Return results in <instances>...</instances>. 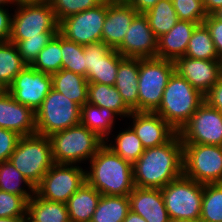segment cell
<instances>
[{"mask_svg": "<svg viewBox=\"0 0 222 222\" xmlns=\"http://www.w3.org/2000/svg\"><path fill=\"white\" fill-rule=\"evenodd\" d=\"M138 188L162 189L183 175V143L178 132L166 143L146 148L133 164Z\"/></svg>", "mask_w": 222, "mask_h": 222, "instance_id": "cell-1", "label": "cell"}, {"mask_svg": "<svg viewBox=\"0 0 222 222\" xmlns=\"http://www.w3.org/2000/svg\"><path fill=\"white\" fill-rule=\"evenodd\" d=\"M89 161L86 181L101 195L128 196L133 191V165L108 146L104 144Z\"/></svg>", "mask_w": 222, "mask_h": 222, "instance_id": "cell-2", "label": "cell"}, {"mask_svg": "<svg viewBox=\"0 0 222 222\" xmlns=\"http://www.w3.org/2000/svg\"><path fill=\"white\" fill-rule=\"evenodd\" d=\"M203 102L204 95L174 71L155 113L159 114L176 132H179Z\"/></svg>", "mask_w": 222, "mask_h": 222, "instance_id": "cell-3", "label": "cell"}, {"mask_svg": "<svg viewBox=\"0 0 222 222\" xmlns=\"http://www.w3.org/2000/svg\"><path fill=\"white\" fill-rule=\"evenodd\" d=\"M53 159L58 164H81L89 160L105 144L96 133L81 123L51 134Z\"/></svg>", "mask_w": 222, "mask_h": 222, "instance_id": "cell-4", "label": "cell"}, {"mask_svg": "<svg viewBox=\"0 0 222 222\" xmlns=\"http://www.w3.org/2000/svg\"><path fill=\"white\" fill-rule=\"evenodd\" d=\"M9 160L34 187L55 164L49 137L37 133L21 136Z\"/></svg>", "mask_w": 222, "mask_h": 222, "instance_id": "cell-5", "label": "cell"}, {"mask_svg": "<svg viewBox=\"0 0 222 222\" xmlns=\"http://www.w3.org/2000/svg\"><path fill=\"white\" fill-rule=\"evenodd\" d=\"M175 71V63L160 58H139L138 111L155 112Z\"/></svg>", "mask_w": 222, "mask_h": 222, "instance_id": "cell-6", "label": "cell"}, {"mask_svg": "<svg viewBox=\"0 0 222 222\" xmlns=\"http://www.w3.org/2000/svg\"><path fill=\"white\" fill-rule=\"evenodd\" d=\"M81 107L64 94L50 90L41 107L35 112L36 133L50 136L80 124Z\"/></svg>", "mask_w": 222, "mask_h": 222, "instance_id": "cell-7", "label": "cell"}, {"mask_svg": "<svg viewBox=\"0 0 222 222\" xmlns=\"http://www.w3.org/2000/svg\"><path fill=\"white\" fill-rule=\"evenodd\" d=\"M183 175L201 184L222 183V146L183 143Z\"/></svg>", "mask_w": 222, "mask_h": 222, "instance_id": "cell-8", "label": "cell"}, {"mask_svg": "<svg viewBox=\"0 0 222 222\" xmlns=\"http://www.w3.org/2000/svg\"><path fill=\"white\" fill-rule=\"evenodd\" d=\"M170 218L200 221L203 184L184 175L161 189Z\"/></svg>", "mask_w": 222, "mask_h": 222, "instance_id": "cell-9", "label": "cell"}, {"mask_svg": "<svg viewBox=\"0 0 222 222\" xmlns=\"http://www.w3.org/2000/svg\"><path fill=\"white\" fill-rule=\"evenodd\" d=\"M12 15L9 41L41 37V33H58L59 22L49 2L17 6Z\"/></svg>", "mask_w": 222, "mask_h": 222, "instance_id": "cell-10", "label": "cell"}, {"mask_svg": "<svg viewBox=\"0 0 222 222\" xmlns=\"http://www.w3.org/2000/svg\"><path fill=\"white\" fill-rule=\"evenodd\" d=\"M86 182V171L78 164L55 163L35 187V193L48 201L67 203Z\"/></svg>", "mask_w": 222, "mask_h": 222, "instance_id": "cell-11", "label": "cell"}, {"mask_svg": "<svg viewBox=\"0 0 222 222\" xmlns=\"http://www.w3.org/2000/svg\"><path fill=\"white\" fill-rule=\"evenodd\" d=\"M107 14V0L97 7L70 15L59 22V33L80 45L99 42Z\"/></svg>", "mask_w": 222, "mask_h": 222, "instance_id": "cell-12", "label": "cell"}, {"mask_svg": "<svg viewBox=\"0 0 222 222\" xmlns=\"http://www.w3.org/2000/svg\"><path fill=\"white\" fill-rule=\"evenodd\" d=\"M178 134L182 143L222 146V113L204 101Z\"/></svg>", "mask_w": 222, "mask_h": 222, "instance_id": "cell-13", "label": "cell"}, {"mask_svg": "<svg viewBox=\"0 0 222 222\" xmlns=\"http://www.w3.org/2000/svg\"><path fill=\"white\" fill-rule=\"evenodd\" d=\"M51 89L52 77L50 74L26 65L14 78L7 91L17 102L36 112Z\"/></svg>", "mask_w": 222, "mask_h": 222, "instance_id": "cell-14", "label": "cell"}, {"mask_svg": "<svg viewBox=\"0 0 222 222\" xmlns=\"http://www.w3.org/2000/svg\"><path fill=\"white\" fill-rule=\"evenodd\" d=\"M88 83L115 85L119 63L125 58L102 41L84 46Z\"/></svg>", "mask_w": 222, "mask_h": 222, "instance_id": "cell-15", "label": "cell"}, {"mask_svg": "<svg viewBox=\"0 0 222 222\" xmlns=\"http://www.w3.org/2000/svg\"><path fill=\"white\" fill-rule=\"evenodd\" d=\"M157 39L147 17L138 13L126 30L122 43L115 50L126 58H156Z\"/></svg>", "mask_w": 222, "mask_h": 222, "instance_id": "cell-16", "label": "cell"}, {"mask_svg": "<svg viewBox=\"0 0 222 222\" xmlns=\"http://www.w3.org/2000/svg\"><path fill=\"white\" fill-rule=\"evenodd\" d=\"M174 63L175 71L203 95H205L222 76L221 60L192 59L187 56H182Z\"/></svg>", "mask_w": 222, "mask_h": 222, "instance_id": "cell-17", "label": "cell"}, {"mask_svg": "<svg viewBox=\"0 0 222 222\" xmlns=\"http://www.w3.org/2000/svg\"><path fill=\"white\" fill-rule=\"evenodd\" d=\"M0 128L20 136L36 134L35 112L17 102L7 90H0Z\"/></svg>", "mask_w": 222, "mask_h": 222, "instance_id": "cell-18", "label": "cell"}, {"mask_svg": "<svg viewBox=\"0 0 222 222\" xmlns=\"http://www.w3.org/2000/svg\"><path fill=\"white\" fill-rule=\"evenodd\" d=\"M132 118L130 126L143 147L151 148L168 142L177 132L157 113L133 111L128 117Z\"/></svg>", "mask_w": 222, "mask_h": 222, "instance_id": "cell-19", "label": "cell"}, {"mask_svg": "<svg viewBox=\"0 0 222 222\" xmlns=\"http://www.w3.org/2000/svg\"><path fill=\"white\" fill-rule=\"evenodd\" d=\"M138 12L125 0H107L101 41L116 49L123 41L126 30Z\"/></svg>", "mask_w": 222, "mask_h": 222, "instance_id": "cell-20", "label": "cell"}, {"mask_svg": "<svg viewBox=\"0 0 222 222\" xmlns=\"http://www.w3.org/2000/svg\"><path fill=\"white\" fill-rule=\"evenodd\" d=\"M128 197L130 210L147 222H169L161 189L134 187Z\"/></svg>", "mask_w": 222, "mask_h": 222, "instance_id": "cell-21", "label": "cell"}, {"mask_svg": "<svg viewBox=\"0 0 222 222\" xmlns=\"http://www.w3.org/2000/svg\"><path fill=\"white\" fill-rule=\"evenodd\" d=\"M197 23L178 20L175 26L157 39L156 58L175 62L185 56L189 40Z\"/></svg>", "mask_w": 222, "mask_h": 222, "instance_id": "cell-22", "label": "cell"}, {"mask_svg": "<svg viewBox=\"0 0 222 222\" xmlns=\"http://www.w3.org/2000/svg\"><path fill=\"white\" fill-rule=\"evenodd\" d=\"M138 76L139 58L125 57L119 63L114 86L132 111H138Z\"/></svg>", "mask_w": 222, "mask_h": 222, "instance_id": "cell-23", "label": "cell"}, {"mask_svg": "<svg viewBox=\"0 0 222 222\" xmlns=\"http://www.w3.org/2000/svg\"><path fill=\"white\" fill-rule=\"evenodd\" d=\"M100 197L87 181L83 183L66 203L70 222H91Z\"/></svg>", "mask_w": 222, "mask_h": 222, "instance_id": "cell-24", "label": "cell"}, {"mask_svg": "<svg viewBox=\"0 0 222 222\" xmlns=\"http://www.w3.org/2000/svg\"><path fill=\"white\" fill-rule=\"evenodd\" d=\"M117 117L114 111L88 102L81 106L80 123L96 133L105 143L111 141L109 137L116 119H119Z\"/></svg>", "mask_w": 222, "mask_h": 222, "instance_id": "cell-25", "label": "cell"}, {"mask_svg": "<svg viewBox=\"0 0 222 222\" xmlns=\"http://www.w3.org/2000/svg\"><path fill=\"white\" fill-rule=\"evenodd\" d=\"M51 77L54 90L64 94L80 107L87 103L89 83L85 76L61 69L59 72L52 74Z\"/></svg>", "mask_w": 222, "mask_h": 222, "instance_id": "cell-26", "label": "cell"}, {"mask_svg": "<svg viewBox=\"0 0 222 222\" xmlns=\"http://www.w3.org/2000/svg\"><path fill=\"white\" fill-rule=\"evenodd\" d=\"M87 102L114 111L119 118L128 117L133 111L125 104L115 86L89 83Z\"/></svg>", "mask_w": 222, "mask_h": 222, "instance_id": "cell-27", "label": "cell"}, {"mask_svg": "<svg viewBox=\"0 0 222 222\" xmlns=\"http://www.w3.org/2000/svg\"><path fill=\"white\" fill-rule=\"evenodd\" d=\"M129 211L128 196L101 195L91 222H123Z\"/></svg>", "mask_w": 222, "mask_h": 222, "instance_id": "cell-28", "label": "cell"}, {"mask_svg": "<svg viewBox=\"0 0 222 222\" xmlns=\"http://www.w3.org/2000/svg\"><path fill=\"white\" fill-rule=\"evenodd\" d=\"M26 65L13 42H0V90H7Z\"/></svg>", "mask_w": 222, "mask_h": 222, "instance_id": "cell-29", "label": "cell"}, {"mask_svg": "<svg viewBox=\"0 0 222 222\" xmlns=\"http://www.w3.org/2000/svg\"><path fill=\"white\" fill-rule=\"evenodd\" d=\"M27 212L38 222H70L65 203L45 200L36 193L28 201Z\"/></svg>", "mask_w": 222, "mask_h": 222, "instance_id": "cell-30", "label": "cell"}, {"mask_svg": "<svg viewBox=\"0 0 222 222\" xmlns=\"http://www.w3.org/2000/svg\"><path fill=\"white\" fill-rule=\"evenodd\" d=\"M0 190L24 196L28 201L35 194V187L14 167L10 160L0 163Z\"/></svg>", "mask_w": 222, "mask_h": 222, "instance_id": "cell-31", "label": "cell"}, {"mask_svg": "<svg viewBox=\"0 0 222 222\" xmlns=\"http://www.w3.org/2000/svg\"><path fill=\"white\" fill-rule=\"evenodd\" d=\"M155 36L169 32L178 21L172 0H159L154 7L144 13Z\"/></svg>", "mask_w": 222, "mask_h": 222, "instance_id": "cell-32", "label": "cell"}, {"mask_svg": "<svg viewBox=\"0 0 222 222\" xmlns=\"http://www.w3.org/2000/svg\"><path fill=\"white\" fill-rule=\"evenodd\" d=\"M125 129L122 132L119 131L115 138H113L114 140L109 144L105 143V145L124 161L133 165L144 153L145 148L131 127Z\"/></svg>", "mask_w": 222, "mask_h": 222, "instance_id": "cell-33", "label": "cell"}, {"mask_svg": "<svg viewBox=\"0 0 222 222\" xmlns=\"http://www.w3.org/2000/svg\"><path fill=\"white\" fill-rule=\"evenodd\" d=\"M185 56L192 59L220 60L209 30L204 24H199L195 27Z\"/></svg>", "mask_w": 222, "mask_h": 222, "instance_id": "cell-34", "label": "cell"}, {"mask_svg": "<svg viewBox=\"0 0 222 222\" xmlns=\"http://www.w3.org/2000/svg\"><path fill=\"white\" fill-rule=\"evenodd\" d=\"M61 34L58 32L40 51L31 66L37 71L54 74L62 69Z\"/></svg>", "mask_w": 222, "mask_h": 222, "instance_id": "cell-35", "label": "cell"}, {"mask_svg": "<svg viewBox=\"0 0 222 222\" xmlns=\"http://www.w3.org/2000/svg\"><path fill=\"white\" fill-rule=\"evenodd\" d=\"M200 222H222V183L203 184Z\"/></svg>", "mask_w": 222, "mask_h": 222, "instance_id": "cell-36", "label": "cell"}, {"mask_svg": "<svg viewBox=\"0 0 222 222\" xmlns=\"http://www.w3.org/2000/svg\"><path fill=\"white\" fill-rule=\"evenodd\" d=\"M62 69L86 77L84 46L61 35Z\"/></svg>", "mask_w": 222, "mask_h": 222, "instance_id": "cell-37", "label": "cell"}, {"mask_svg": "<svg viewBox=\"0 0 222 222\" xmlns=\"http://www.w3.org/2000/svg\"><path fill=\"white\" fill-rule=\"evenodd\" d=\"M104 0H50L58 22L64 18L97 7Z\"/></svg>", "mask_w": 222, "mask_h": 222, "instance_id": "cell-38", "label": "cell"}, {"mask_svg": "<svg viewBox=\"0 0 222 222\" xmlns=\"http://www.w3.org/2000/svg\"><path fill=\"white\" fill-rule=\"evenodd\" d=\"M28 200L24 196L0 190V218L26 216Z\"/></svg>", "mask_w": 222, "mask_h": 222, "instance_id": "cell-39", "label": "cell"}, {"mask_svg": "<svg viewBox=\"0 0 222 222\" xmlns=\"http://www.w3.org/2000/svg\"><path fill=\"white\" fill-rule=\"evenodd\" d=\"M57 33H41V37L28 38L18 41L15 45L22 60L31 65L40 51Z\"/></svg>", "mask_w": 222, "mask_h": 222, "instance_id": "cell-40", "label": "cell"}, {"mask_svg": "<svg viewBox=\"0 0 222 222\" xmlns=\"http://www.w3.org/2000/svg\"><path fill=\"white\" fill-rule=\"evenodd\" d=\"M178 20L203 24L207 18L202 0H172Z\"/></svg>", "mask_w": 222, "mask_h": 222, "instance_id": "cell-41", "label": "cell"}, {"mask_svg": "<svg viewBox=\"0 0 222 222\" xmlns=\"http://www.w3.org/2000/svg\"><path fill=\"white\" fill-rule=\"evenodd\" d=\"M20 137L14 131L0 128V163L10 159Z\"/></svg>", "mask_w": 222, "mask_h": 222, "instance_id": "cell-42", "label": "cell"}, {"mask_svg": "<svg viewBox=\"0 0 222 222\" xmlns=\"http://www.w3.org/2000/svg\"><path fill=\"white\" fill-rule=\"evenodd\" d=\"M203 24L209 30L210 36L214 42V47L219 59L222 61V21L216 19L212 14L207 15Z\"/></svg>", "mask_w": 222, "mask_h": 222, "instance_id": "cell-43", "label": "cell"}, {"mask_svg": "<svg viewBox=\"0 0 222 222\" xmlns=\"http://www.w3.org/2000/svg\"><path fill=\"white\" fill-rule=\"evenodd\" d=\"M204 101L222 113V76L218 82L204 95Z\"/></svg>", "mask_w": 222, "mask_h": 222, "instance_id": "cell-44", "label": "cell"}, {"mask_svg": "<svg viewBox=\"0 0 222 222\" xmlns=\"http://www.w3.org/2000/svg\"><path fill=\"white\" fill-rule=\"evenodd\" d=\"M9 9L0 6V42L9 41L11 35L12 15Z\"/></svg>", "mask_w": 222, "mask_h": 222, "instance_id": "cell-45", "label": "cell"}, {"mask_svg": "<svg viewBox=\"0 0 222 222\" xmlns=\"http://www.w3.org/2000/svg\"><path fill=\"white\" fill-rule=\"evenodd\" d=\"M138 13H145L150 8L154 7L159 0H125Z\"/></svg>", "mask_w": 222, "mask_h": 222, "instance_id": "cell-46", "label": "cell"}, {"mask_svg": "<svg viewBox=\"0 0 222 222\" xmlns=\"http://www.w3.org/2000/svg\"><path fill=\"white\" fill-rule=\"evenodd\" d=\"M205 12L211 15L214 11L222 7V0H202Z\"/></svg>", "mask_w": 222, "mask_h": 222, "instance_id": "cell-47", "label": "cell"}, {"mask_svg": "<svg viewBox=\"0 0 222 222\" xmlns=\"http://www.w3.org/2000/svg\"><path fill=\"white\" fill-rule=\"evenodd\" d=\"M50 0H12V6H22V5H30V4H39L49 2Z\"/></svg>", "mask_w": 222, "mask_h": 222, "instance_id": "cell-48", "label": "cell"}, {"mask_svg": "<svg viewBox=\"0 0 222 222\" xmlns=\"http://www.w3.org/2000/svg\"><path fill=\"white\" fill-rule=\"evenodd\" d=\"M123 222H147V221L143 217L139 216L138 214L130 210Z\"/></svg>", "mask_w": 222, "mask_h": 222, "instance_id": "cell-49", "label": "cell"}, {"mask_svg": "<svg viewBox=\"0 0 222 222\" xmlns=\"http://www.w3.org/2000/svg\"><path fill=\"white\" fill-rule=\"evenodd\" d=\"M0 222H25V216L13 218H0Z\"/></svg>", "mask_w": 222, "mask_h": 222, "instance_id": "cell-50", "label": "cell"}, {"mask_svg": "<svg viewBox=\"0 0 222 222\" xmlns=\"http://www.w3.org/2000/svg\"><path fill=\"white\" fill-rule=\"evenodd\" d=\"M212 15H213L216 19L222 21V7L219 8V9H217L216 11H214V12L212 13Z\"/></svg>", "mask_w": 222, "mask_h": 222, "instance_id": "cell-51", "label": "cell"}, {"mask_svg": "<svg viewBox=\"0 0 222 222\" xmlns=\"http://www.w3.org/2000/svg\"><path fill=\"white\" fill-rule=\"evenodd\" d=\"M169 222H200V221H195V220L185 219V218H181V219L170 218Z\"/></svg>", "mask_w": 222, "mask_h": 222, "instance_id": "cell-52", "label": "cell"}, {"mask_svg": "<svg viewBox=\"0 0 222 222\" xmlns=\"http://www.w3.org/2000/svg\"><path fill=\"white\" fill-rule=\"evenodd\" d=\"M8 4L11 6L12 0H0V6L10 7Z\"/></svg>", "mask_w": 222, "mask_h": 222, "instance_id": "cell-53", "label": "cell"}, {"mask_svg": "<svg viewBox=\"0 0 222 222\" xmlns=\"http://www.w3.org/2000/svg\"><path fill=\"white\" fill-rule=\"evenodd\" d=\"M25 222H38L36 221L28 212L26 213L25 216Z\"/></svg>", "mask_w": 222, "mask_h": 222, "instance_id": "cell-54", "label": "cell"}]
</instances>
